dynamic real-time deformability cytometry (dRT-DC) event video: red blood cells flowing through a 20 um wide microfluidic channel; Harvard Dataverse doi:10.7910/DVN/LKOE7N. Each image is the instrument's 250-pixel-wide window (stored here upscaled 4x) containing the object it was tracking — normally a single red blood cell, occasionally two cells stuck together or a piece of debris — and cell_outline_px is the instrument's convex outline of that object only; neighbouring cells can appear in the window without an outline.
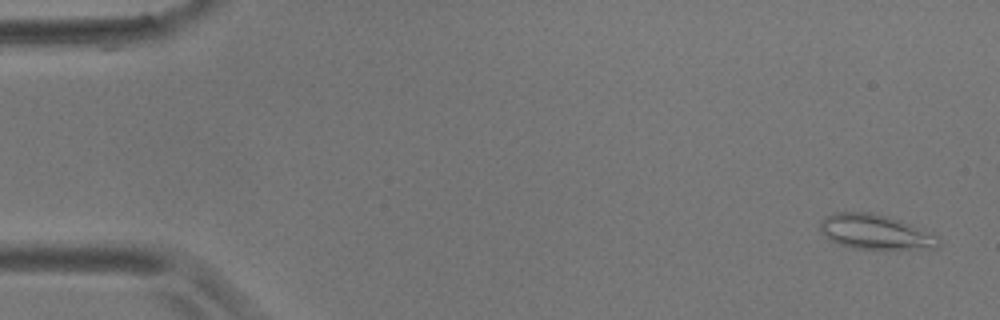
{"species": "common noctule bat (a hibernating species)", "species_latin": "Nyctalus noctula", "temperature_condition": "room temperature", "stored_images_in_passage": 5, "camera_frame_rate_fps": 3000, "um_per_image_px": 0.085, "animal": {"sex": "male", "body_mass_g": 17.9}, "frame": {"image": 1, "passage_image": 1, "time_ms": 0.0, "image_size_px": [1000, 320], "cell_outline_px": [[940, 244], [936, 248], [852, 248], [840, 244], [832, 240], [820, 232], [820, 220], [824, 216], [832, 212], [872, 212], [888, 216], [912, 224], [932, 232], [940, 240]], "centroid_in_image_um": [74.39, 19.68], "position_along_channel_um": 10.6, "area_um2": 23.99}}